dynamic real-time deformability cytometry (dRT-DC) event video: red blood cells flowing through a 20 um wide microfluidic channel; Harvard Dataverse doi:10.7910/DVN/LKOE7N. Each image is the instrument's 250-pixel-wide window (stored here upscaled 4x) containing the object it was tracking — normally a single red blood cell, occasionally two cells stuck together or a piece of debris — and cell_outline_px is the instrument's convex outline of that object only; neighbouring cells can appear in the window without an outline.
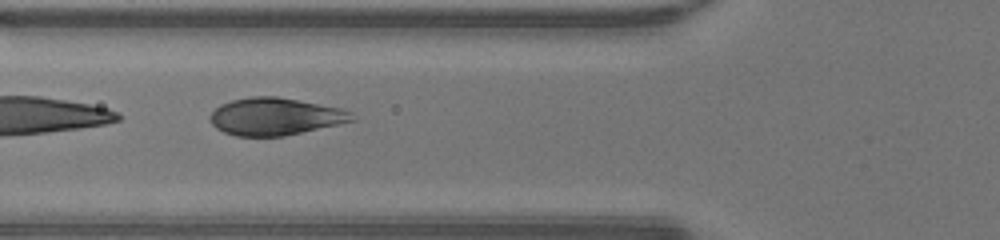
{"species": "human", "species_latin": "Homo sapiens", "temperature_condition": "warm", "stored_images_in_passage": 28, "segment_of_instrument_passage": [2, 2], "camera_frame_rate_fps": 3000, "um_per_image_px": 0.085, "donor": {"sex": "male"}, "frame": {"image": 1, "passage_image": 17, "time_ms": 5.333, "image_size_px": [1000, 240], "cell_outline_px": [[356, 120], [284, 136], [236, 136], [224, 132], [216, 128], [212, 124], [208, 116], [220, 104], [232, 100], [248, 96], [276, 96], [340, 108], [352, 112]], "centroid_in_image_um": [23.36, 9.9], "position_along_channel_um": 102.4, "area_um2": 30.81}}
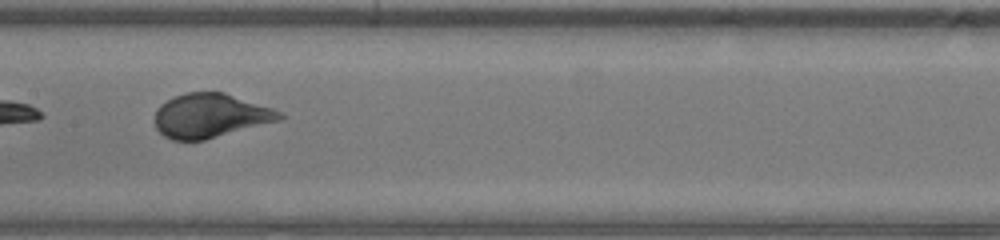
{"frame": {"image": 2, "passage_image": 23, "time_ms": 7.333, "image_size_px": [1000, 240], "cell_outline_px": [[284, 116], [280, 120], [204, 140], [172, 140], [164, 136], [156, 128], [156, 108], [160, 104], [172, 96], [188, 92], [224, 92], [284, 112]], "centroid_in_image_um": [17.87, 9.82], "position_along_channel_um": 189.5, "area_um2": 32.02}}